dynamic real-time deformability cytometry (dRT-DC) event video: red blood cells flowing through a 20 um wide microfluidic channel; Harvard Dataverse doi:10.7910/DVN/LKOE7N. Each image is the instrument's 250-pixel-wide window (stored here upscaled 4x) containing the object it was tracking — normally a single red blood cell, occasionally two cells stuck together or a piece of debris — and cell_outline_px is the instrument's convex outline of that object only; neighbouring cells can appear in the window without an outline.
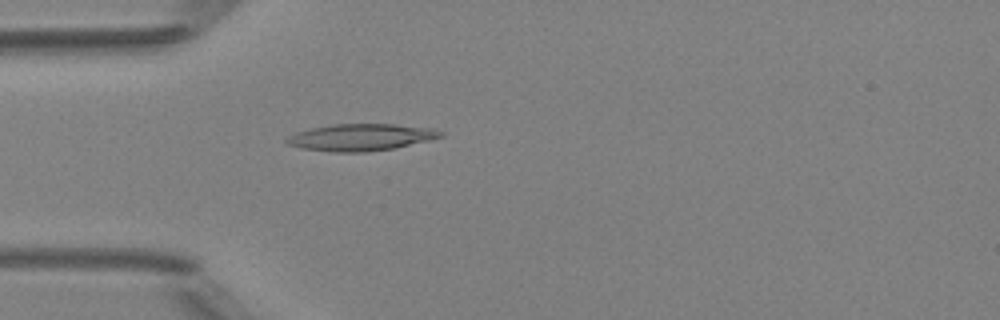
{"species": "Egyptian fruit bat (a non-hibernating species)", "species_latin": "Rousettus aegyptiacus", "temperature_condition": "room temperature", "stored_images_in_passage": 4, "camera_frame_rate_fps": 3000, "um_per_image_px": 0.085, "animal": {"sex": "female"}, "frame": {"image": 1, "passage_image": 4, "time_ms": 3.667, "image_size_px": [1000, 320], "cell_outline_px": [[444, 136], [428, 140], [392, 148], [364, 152], [336, 152], [300, 148], [288, 144], [284, 140], [288, 136], [296, 132], [312, 128], [332, 124], [396, 124], [432, 128], [444, 132]], "centroid_in_image_um": [30.66, 11.66], "position_along_channel_um": 54.3, "area_um2": 23.93}}